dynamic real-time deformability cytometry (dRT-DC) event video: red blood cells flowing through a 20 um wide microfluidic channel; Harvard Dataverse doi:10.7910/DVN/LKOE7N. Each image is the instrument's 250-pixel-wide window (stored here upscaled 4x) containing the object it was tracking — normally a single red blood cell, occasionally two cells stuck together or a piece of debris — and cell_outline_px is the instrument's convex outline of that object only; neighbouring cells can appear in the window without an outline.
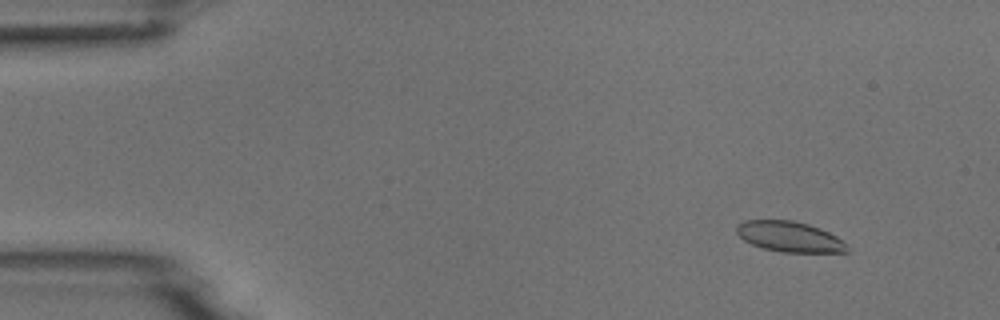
{"species": "common noctule bat (a hibernating species)", "species_latin": "Nyctalus noctula", "temperature_condition": "room temperature", "stored_images_in_passage": 6, "camera_frame_rate_fps": 3000, "um_per_image_px": 0.085, "animal": {"sex": "male", "body_mass_g": 18.8}, "frame": {"image": 1, "passage_image": 2, "time_ms": 1.0, "image_size_px": [1000, 320], "cell_outline_px": [[848, 252], [780, 252], [764, 248], [752, 244], [744, 240], [736, 232], [736, 224], [744, 220], [792, 220], [808, 224], [820, 228], [836, 236], [848, 248]], "centroid_in_image_um": [67.07, 20.11], "position_along_channel_um": 17.9, "area_um2": 19.48}}
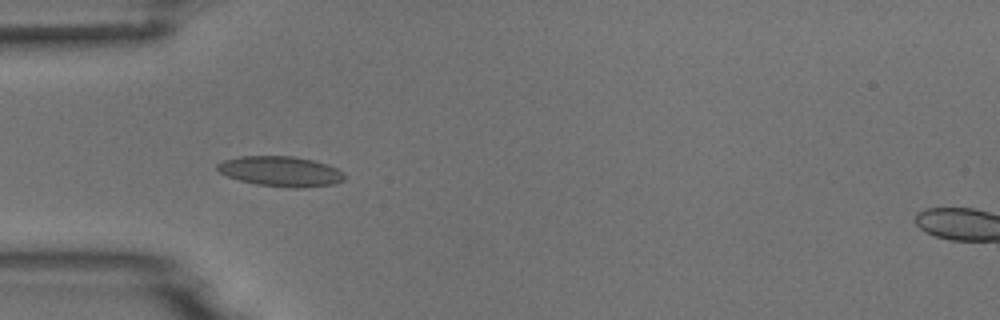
{"frame": {"image": 2, "passage_image": 5, "time_ms": 4.667, "image_size_px": [1000, 320], "cell_outline_px": [[344, 180], [336, 184], [300, 188], [288, 188], [256, 184], [240, 180], [228, 176], [220, 172], [216, 168], [216, 164], [224, 160], [240, 156], [292, 156], [312, 160], [328, 164], [344, 172]], "centroid_in_image_um": [23.88, 14.57], "position_along_channel_um": 61.1, "area_um2": 22.43}}
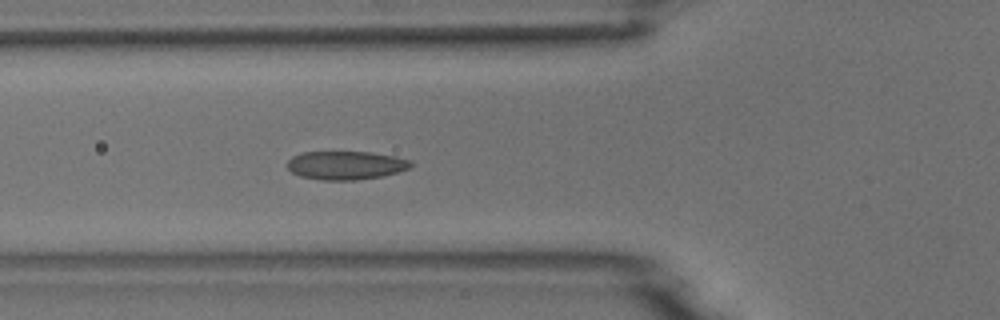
{"frame": {"image": 3, "passage_image": 6, "time_ms": 5.667, "image_size_px": [1000, 320], "cell_outline_px": [[412, 168], [380, 176], [356, 180], [320, 180], [300, 176], [292, 172], [288, 168], [288, 160], [292, 156], [304, 152], [372, 152], [396, 156], [412, 160]], "centroid_in_image_um": [29.42, 14.04], "position_along_channel_um": 96.4, "area_um2": 20.58}}